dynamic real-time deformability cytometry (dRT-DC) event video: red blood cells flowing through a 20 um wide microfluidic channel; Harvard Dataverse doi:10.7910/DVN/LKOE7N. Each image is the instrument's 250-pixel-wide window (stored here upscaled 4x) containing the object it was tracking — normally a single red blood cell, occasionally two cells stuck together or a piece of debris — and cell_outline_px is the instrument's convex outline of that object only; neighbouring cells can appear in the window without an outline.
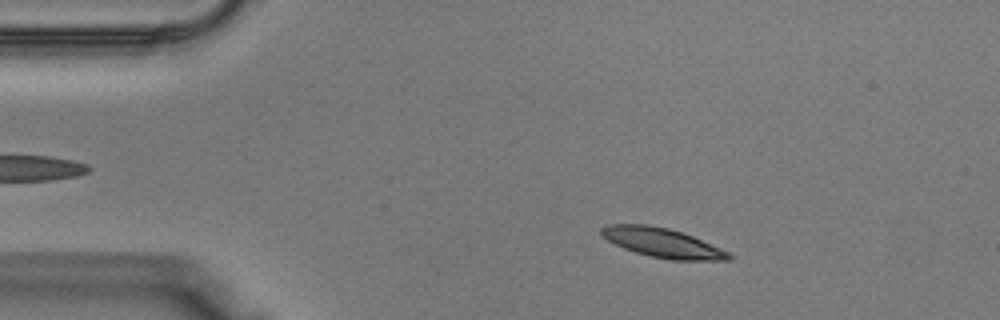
{"species": "Egyptian fruit bat (a non-hibernating species)", "species_latin": "Rousettus aegyptiacus", "temperature_condition": "warm", "stored_images_in_passage": 33, "camera_frame_rate_fps": 3000, "um_per_image_px": 0.085, "animal": {"sex": "male"}, "frame": {"image": 1, "passage_image": 1, "time_ms": 0.0, "image_size_px": [1000, 320], "cell_outline_px": [[732, 260], [672, 260], [652, 256], [636, 252], [624, 248], [608, 240], [600, 232], [600, 228], [608, 224], [644, 224], [668, 228], [692, 236], [720, 248], [728, 252], [732, 256]], "centroid_in_image_um": [56.3, 20.63], "position_along_channel_um": 28.7, "area_um2": 21.39}}
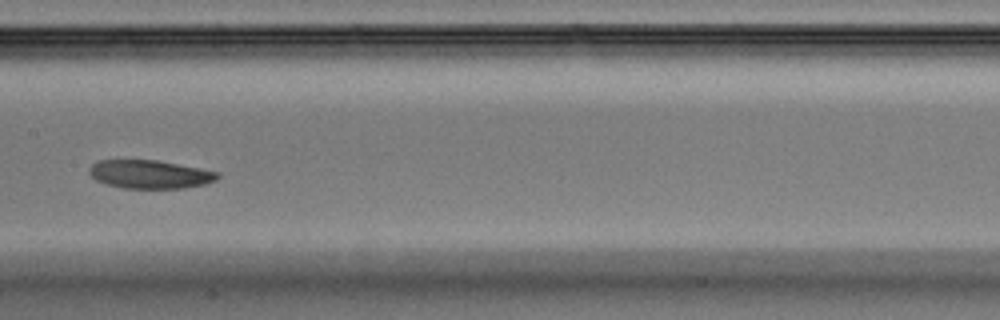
{"frame": {"image": 2, "passage_image": 14, "time_ms": 4.333, "image_size_px": [1000, 320], "cell_outline_px": [[220, 176], [216, 180], [204, 184], [184, 188], [124, 188], [108, 184], [96, 180], [88, 172], [88, 168], [92, 164], [100, 160], [156, 160], [220, 172]], "centroid_in_image_um": [12.74, 14.81], "position_along_channel_um": 194.7, "area_um2": 21.1}}
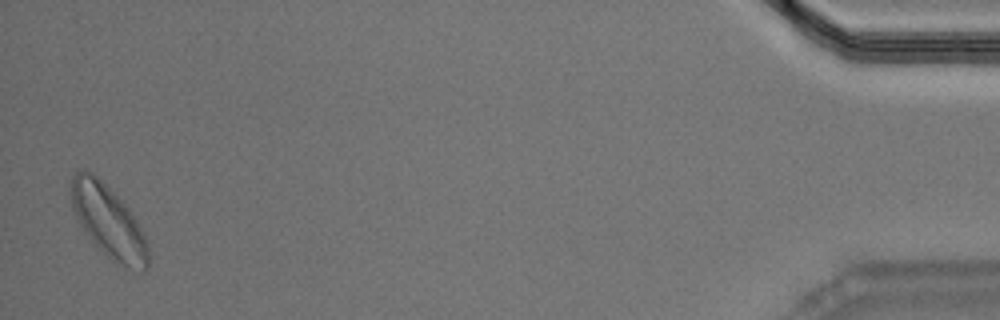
{"frame": {"image": 3, "passage_image": 33, "time_ms": 10.667, "image_size_px": [1000, 320], "cell_outline_px": [[148, 268], [144, 272], [140, 272], [116, 264], [84, 232], [72, 208], [72, 176], [76, 172], [92, 172], [124, 204], [136, 220], [148, 244]], "centroid_in_image_um": [9.24, 18.9], "position_along_channel_um": 426.0, "area_um2": 31.67}}